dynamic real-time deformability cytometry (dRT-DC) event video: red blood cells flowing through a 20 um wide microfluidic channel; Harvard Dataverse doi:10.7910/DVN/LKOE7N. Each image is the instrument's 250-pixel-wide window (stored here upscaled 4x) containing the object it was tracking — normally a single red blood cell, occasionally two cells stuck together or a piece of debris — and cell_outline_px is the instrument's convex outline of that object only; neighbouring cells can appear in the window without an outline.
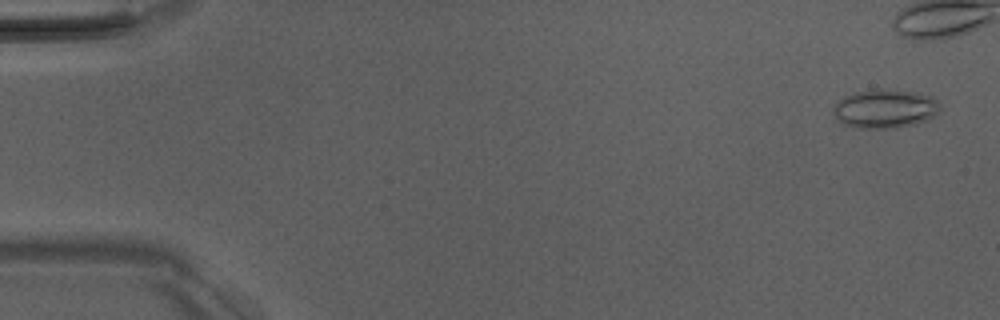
{"species": "Egyptian fruit bat (a non-hibernating species)", "species_latin": "Rousettus aegyptiacus", "temperature_condition": "room temperature", "stored_images_in_passage": 3, "camera_frame_rate_fps": 3000, "um_per_image_px": 0.085, "animal": {"sex": "male"}, "frame": {"image": 1, "passage_image": 1, "time_ms": 0.0, "image_size_px": [1000, 320], "cell_outline_px": [[940, 108], [928, 120], [916, 124], [896, 128], [860, 128], [844, 124], [832, 112], [832, 108], [844, 96], [852, 92], [880, 88], [916, 92], [932, 96], [940, 104]], "centroid_in_image_um": [75.23, 9.23], "position_along_channel_um": 9.8, "area_um2": 24.22}}